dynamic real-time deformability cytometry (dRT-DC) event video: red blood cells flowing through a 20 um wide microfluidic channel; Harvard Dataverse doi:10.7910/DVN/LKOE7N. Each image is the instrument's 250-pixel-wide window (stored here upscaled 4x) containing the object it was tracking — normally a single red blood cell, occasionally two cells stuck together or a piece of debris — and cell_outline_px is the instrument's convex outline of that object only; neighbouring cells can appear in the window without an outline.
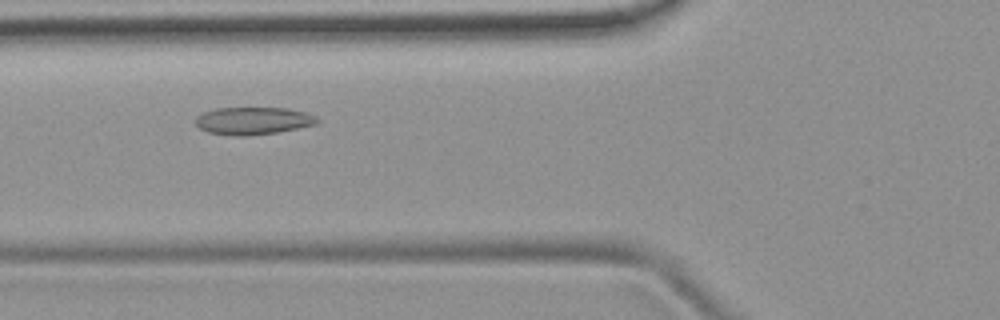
{"species": "common noctule bat (a hibernating species)", "species_latin": "Nyctalus noctula", "temperature_condition": "room temperature", "stored_images_in_passage": 39, "camera_frame_rate_fps": 3000, "um_per_image_px": 0.085, "animal": {"sex": "female", "body_mass_g": 19.9}, "frame": {"image": 1, "passage_image": 7, "time_ms": 2.0, "image_size_px": [1000, 320], "cell_outline_px": [[320, 120], [316, 124], [276, 132], [244, 136], [236, 136], [208, 132], [200, 128], [196, 124], [196, 116], [204, 112], [216, 108], [284, 108], [304, 112], [316, 116]], "centroid_in_image_um": [21.5, 10.26], "position_along_channel_um": 104.3, "area_um2": 19.25}}
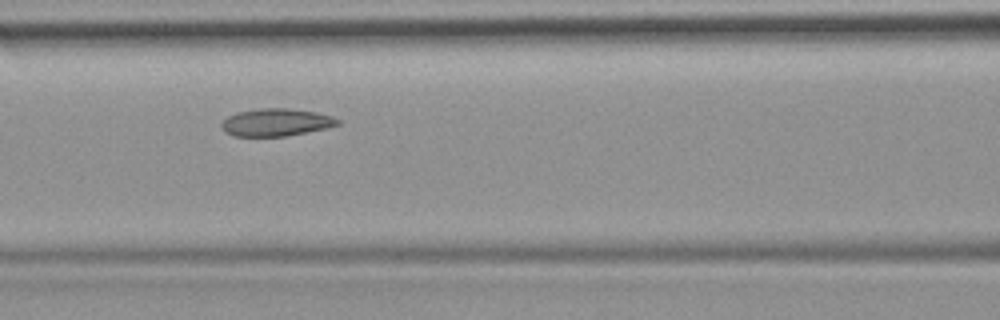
{"frame": {"image": 2, "passage_image": 10, "time_ms": 3.0, "image_size_px": [1000, 320], "cell_outline_px": [[340, 124], [328, 128], [288, 136], [232, 136], [224, 132], [220, 124], [228, 116], [236, 112], [256, 108], [288, 108], [316, 112], [332, 116], [340, 120]], "centroid_in_image_um": [23.46, 10.4], "position_along_channel_um": 143.1, "area_um2": 18.9}}
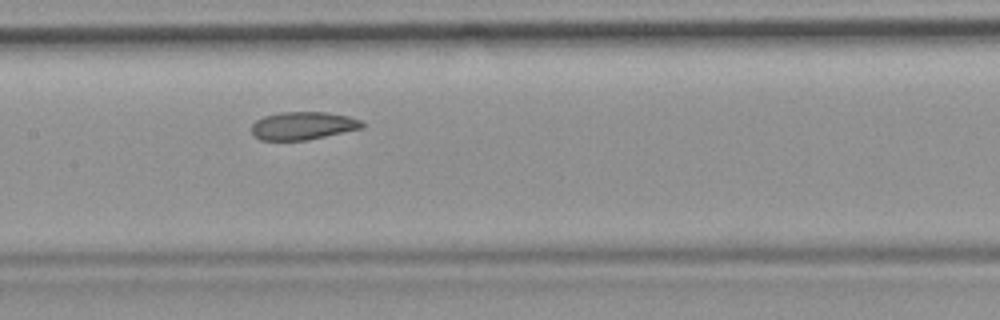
{"frame": {"image": 3, "passage_image": 13, "time_ms": 4.0, "image_size_px": [1000, 320], "cell_outline_px": [[364, 128], [308, 140], [260, 140], [252, 132], [252, 124], [256, 120], [264, 116], [280, 112], [328, 112], [348, 116], [360, 120], [364, 124]], "centroid_in_image_um": [25.77, 10.68], "position_along_channel_um": 181.6, "area_um2": 18.03}, "authors_computed_cell_mechanics": {"area_um2": 19.2474, "velocity_mm_per_s": 3.8703, "shape_relaxation_time_tau1_ms": null, "shape_relaxation_time_tau2_ms": 3.1139, "deformation_change_tau1": null, "deformation_change_tau2": 0.0781}}